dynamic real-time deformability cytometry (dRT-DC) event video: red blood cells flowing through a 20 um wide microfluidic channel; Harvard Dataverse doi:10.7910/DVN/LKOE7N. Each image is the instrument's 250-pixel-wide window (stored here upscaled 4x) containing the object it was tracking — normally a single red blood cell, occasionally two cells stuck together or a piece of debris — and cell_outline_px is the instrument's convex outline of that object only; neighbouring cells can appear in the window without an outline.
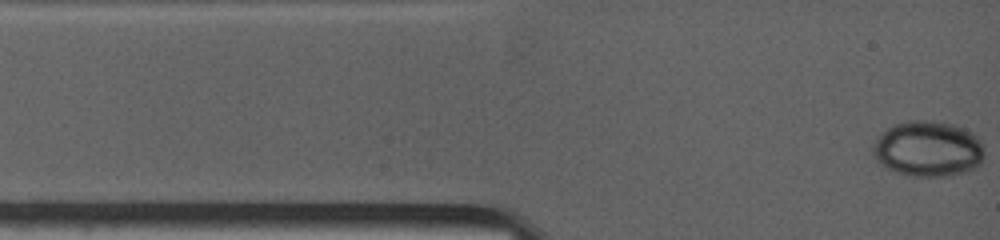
{"species": "common noctule bat (a hibernating species)", "species_latin": "Nyctalus noctula", "temperature_condition": "warm", "stored_images_in_passage": 26, "camera_frame_rate_fps": 4500, "um_per_image_px": 0.085, "animal": {"sex": "female", "body_mass_g": 19.0, "forearm_length_mm": 53.3}, "frame": {"image": 1, "passage_image": 1, "time_ms": 0.0, "image_size_px": [1000, 240], "cell_outline_px": [[980, 164], [976, 168], [964, 172], [948, 176], [912, 176], [896, 172], [880, 164], [876, 160], [872, 148], [876, 140], [892, 124], [908, 120], [928, 120], [952, 124], [964, 128], [972, 132], [980, 140]], "centroid_in_image_um": [78.85, 12.64], "position_along_channel_um": 6.2, "area_um2": 35.78}}
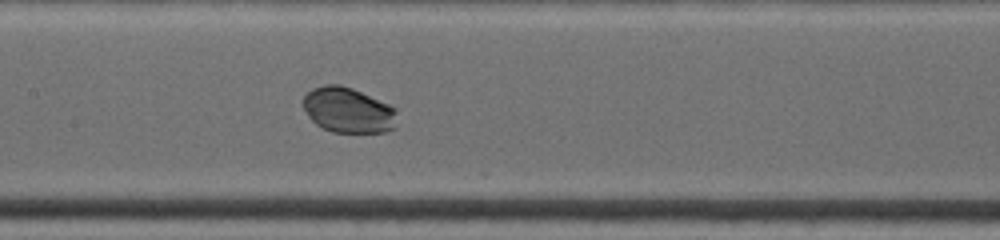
{"frame": {"image": 2, "passage_image": 16, "time_ms": 5.556, "image_size_px": [1000, 240], "cell_outline_px": [[396, 128], [384, 132], [332, 132], [316, 124], [308, 116], [300, 104], [304, 96], [312, 88], [324, 84], [340, 84], [352, 88], [388, 104], [396, 108]], "centroid_in_image_um": [29.56, 9.36], "position_along_channel_um": 177.8, "area_um2": 25.03}}
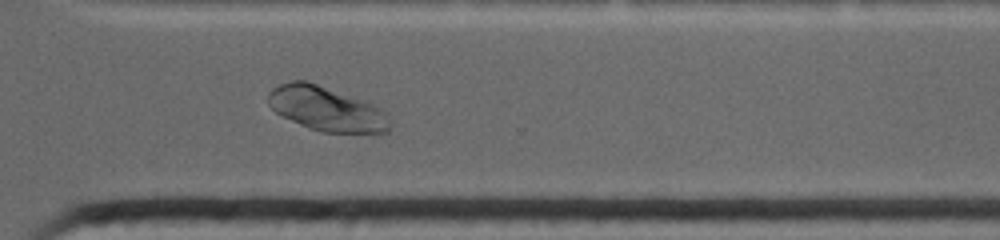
{"frame": {"image": 3, "passage_image": 26, "time_ms": 9.778, "image_size_px": [1000, 240], "cell_outline_px": [[392, 128], [388, 132], [320, 132], [308, 128], [280, 116], [268, 104], [268, 92], [272, 88], [280, 84], [292, 80], [308, 80], [372, 104], [380, 108], [388, 116], [392, 124]], "centroid_in_image_um": [27.72, 9.25], "position_along_channel_um": 342.9, "area_um2": 31.56}}